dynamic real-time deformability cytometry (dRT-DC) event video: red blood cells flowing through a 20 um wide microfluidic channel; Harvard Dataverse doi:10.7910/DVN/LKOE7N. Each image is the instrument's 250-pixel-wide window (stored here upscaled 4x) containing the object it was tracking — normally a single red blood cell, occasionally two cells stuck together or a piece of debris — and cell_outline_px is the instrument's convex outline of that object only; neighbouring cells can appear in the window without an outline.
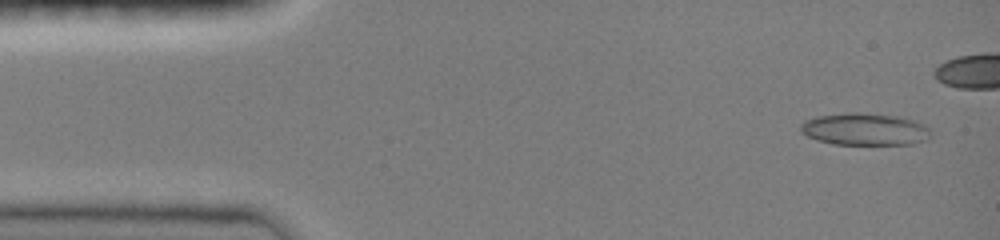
{"species": "common noctule bat (a hibernating species)", "species_latin": "Nyctalus noctula", "temperature_condition": "room temperature", "stored_images_in_passage": 32, "camera_frame_rate_fps": 3000, "um_per_image_px": 0.085, "animal": {"sex": "female", "body_mass_g": 19.0, "forearm_length_mm": 51.5}, "frame": {"image": 1, "passage_image": 1, "time_ms": 0.0, "image_size_px": [1000, 240], "cell_outline_px": [[932, 136], [928, 140], [912, 144], [832, 144], [816, 140], [800, 132], [800, 124], [804, 120], [816, 116], [848, 112], [860, 112], [900, 116], [924, 124], [932, 132]], "centroid_in_image_um": [73.51, 10.98], "position_along_channel_um": 11.5, "area_um2": 24.8}}